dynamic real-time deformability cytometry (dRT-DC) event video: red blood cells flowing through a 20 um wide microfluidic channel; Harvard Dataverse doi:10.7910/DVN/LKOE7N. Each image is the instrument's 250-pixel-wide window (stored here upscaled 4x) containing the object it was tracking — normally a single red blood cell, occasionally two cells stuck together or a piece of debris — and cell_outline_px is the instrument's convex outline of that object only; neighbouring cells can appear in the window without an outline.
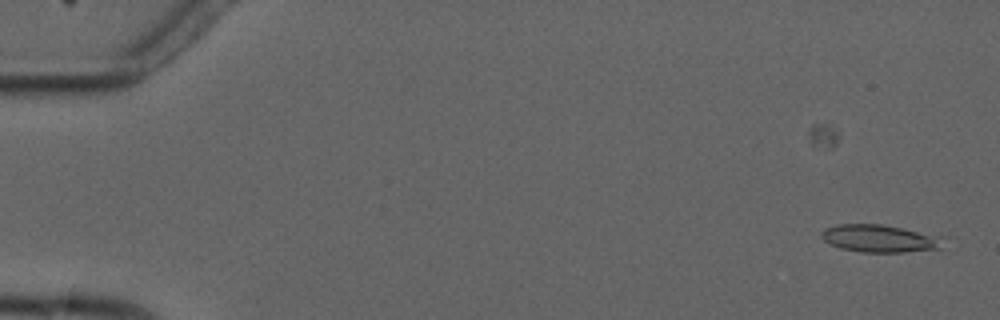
{"species": "common noctule bat (a hibernating species)", "species_latin": "Nyctalus noctula", "temperature_condition": "cold", "stored_images_in_passage": 3, "camera_frame_rate_fps": 3000, "um_per_image_px": 0.085, "animal": {"sex": "male", "forearm_length_mm": 52.5}, "frame": {"image": 1, "passage_image": 2, "time_ms": 1.333, "image_size_px": [1000, 320], "cell_outline_px": [[940, 248], [904, 252], [860, 252], [840, 248], [824, 240], [820, 236], [820, 232], [824, 228], [836, 224], [880, 224], [940, 236]], "centroid_in_image_um": [74.66, 20.27], "position_along_channel_um": 10.3, "area_um2": 19.19}}